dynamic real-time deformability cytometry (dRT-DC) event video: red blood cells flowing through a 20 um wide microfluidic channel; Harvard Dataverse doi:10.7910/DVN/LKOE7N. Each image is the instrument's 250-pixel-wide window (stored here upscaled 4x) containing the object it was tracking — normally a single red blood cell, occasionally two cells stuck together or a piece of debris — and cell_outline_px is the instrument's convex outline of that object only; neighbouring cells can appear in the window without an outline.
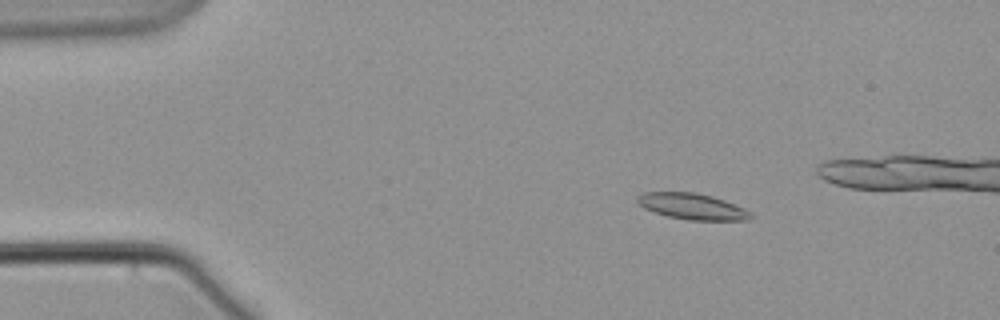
{"species": "common noctule bat (a hibernating species)", "species_latin": "Nyctalus noctula", "temperature_condition": "warm", "stored_images_in_passage": 5, "camera_frame_rate_fps": 3000, "um_per_image_px": 0.085, "animal": {"sex": "male", "body_mass_g": 21.5, "forearm_length_mm": 52.0}, "frame": {"image": 1, "passage_image": 2, "time_ms": 1.333, "image_size_px": [1000, 320], "cell_outline_px": [[752, 216], [748, 220], [688, 220], [668, 216], [644, 208], [636, 200], [636, 196], [644, 192], [696, 192], [712, 196], [724, 200], [744, 208]], "centroid_in_image_um": [58.81, 17.53], "position_along_channel_um": 26.2, "area_um2": 17.05}}